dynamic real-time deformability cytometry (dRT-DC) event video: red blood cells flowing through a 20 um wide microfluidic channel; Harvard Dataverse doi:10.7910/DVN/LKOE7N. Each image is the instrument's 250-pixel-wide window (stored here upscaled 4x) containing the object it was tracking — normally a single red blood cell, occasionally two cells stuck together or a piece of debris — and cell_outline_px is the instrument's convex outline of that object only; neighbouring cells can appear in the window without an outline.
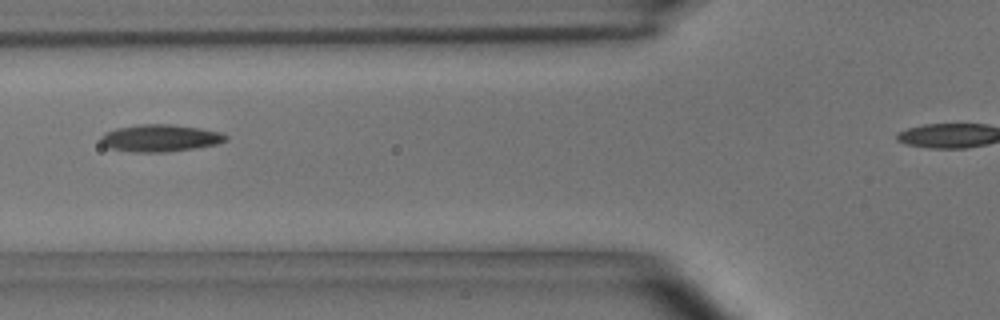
{"species": "common noctule bat (a hibernating species)", "species_latin": "Nyctalus noctula", "temperature_condition": "room temperature", "stored_images_in_passage": 3, "camera_frame_rate_fps": 3000, "um_per_image_px": 0.085, "animal": {"sex": "male", "body_mass_g": 15.6}, "frame": {"image": 1, "passage_image": 3, "time_ms": 0.667, "image_size_px": [1000, 320], "cell_outline_px": [[228, 140], [216, 144], [196, 148], [168, 152], [132, 152], [108, 148], [100, 144], [100, 136], [104, 132], [116, 128], [140, 124], [172, 124], [200, 128], [220, 132], [228, 136]], "centroid_in_image_um": [13.58, 11.74], "position_along_channel_um": 112.2, "area_um2": 20.06}}